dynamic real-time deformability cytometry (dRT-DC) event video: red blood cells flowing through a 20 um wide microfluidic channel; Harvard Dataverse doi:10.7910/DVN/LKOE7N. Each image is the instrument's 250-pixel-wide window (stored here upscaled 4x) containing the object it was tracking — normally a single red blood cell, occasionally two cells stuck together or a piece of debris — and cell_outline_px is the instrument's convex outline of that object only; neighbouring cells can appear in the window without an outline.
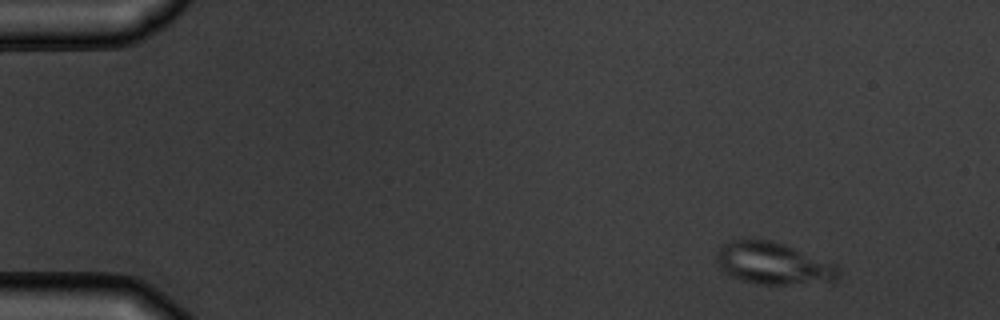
{"species": "common noctule bat (a hibernating species)", "species_latin": "Nyctalus noctula", "temperature_condition": "warm", "stored_images_in_passage": 4, "camera_frame_rate_fps": 3000, "um_per_image_px": 0.085, "animal": {"sex": "male", "body_mass_g": 19.5, "forearm_length_mm": 54.6}, "frame": {"image": 1, "passage_image": 1, "time_ms": 0.0, "image_size_px": [1000, 320], "cell_outline_px": [[840, 276], [832, 284], [756, 284], [732, 276], [724, 272], [720, 268], [716, 260], [716, 252], [720, 244], [732, 240], [772, 240], [784, 244], [836, 264], [840, 268]], "centroid_in_image_um": [65.78, 22.41], "position_along_channel_um": 19.2, "area_um2": 30.35}}